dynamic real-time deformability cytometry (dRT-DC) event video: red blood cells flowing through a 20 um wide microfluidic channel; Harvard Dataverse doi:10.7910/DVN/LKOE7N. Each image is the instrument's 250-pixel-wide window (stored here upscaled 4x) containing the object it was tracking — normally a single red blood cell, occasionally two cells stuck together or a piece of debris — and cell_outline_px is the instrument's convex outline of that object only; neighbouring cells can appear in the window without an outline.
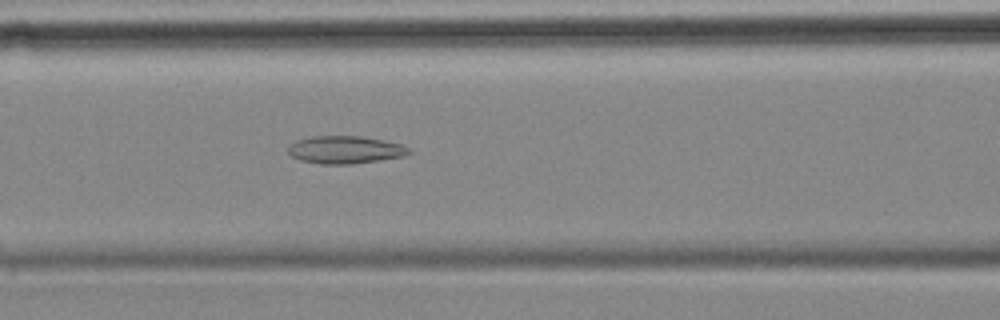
{"species": "common noctule bat (a hibernating species)", "species_latin": "Nyctalus noctula", "temperature_condition": "cold", "stored_images_in_passage": 34, "camera_frame_rate_fps": 3000, "um_per_image_px": 0.085, "animal": {"sex": "female", "body_mass_g": 18.4}, "frame": {"image": 1, "passage_image": 7, "time_ms": 2.0, "image_size_px": [1000, 320], "cell_outline_px": [[412, 152], [404, 156], [380, 160], [352, 164], [320, 164], [300, 160], [292, 156], [288, 152], [288, 148], [296, 140], [312, 136], [360, 136], [384, 140], [400, 144], [408, 148]], "centroid_in_image_um": [29.34, 12.73], "position_along_channel_um": 137.3, "area_um2": 19.42}}
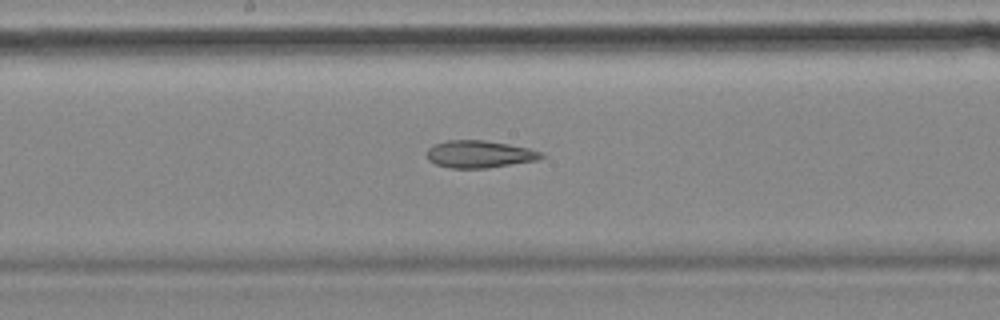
{"frame": {"image": 2, "passage_image": 13, "time_ms": 4.0, "image_size_px": [1000, 320], "cell_outline_px": [[548, 156], [536, 160], [488, 168], [448, 168], [436, 164], [428, 160], [428, 148], [432, 144], [448, 140], [484, 140], [508, 144], [528, 148], [544, 152]], "centroid_in_image_um": [40.77, 13.1], "position_along_channel_um": 207.4, "area_um2": 18.32}}
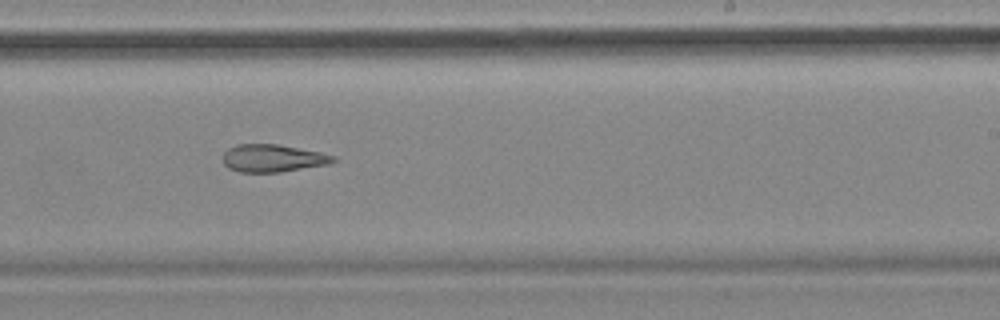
{"frame": {"image": 3, "passage_image": 18, "time_ms": 5.667, "image_size_px": [1000, 320], "cell_outline_px": [[340, 160], [328, 164], [280, 172], [240, 172], [228, 168], [224, 164], [224, 152], [228, 148], [236, 144], [276, 144], [320, 152], [336, 156]], "centroid_in_image_um": [23.21, 13.45], "position_along_channel_um": 265.8, "area_um2": 17.74}, "authors_computed_cell_mechanics": {"area_um2": 18.7561, "velocity_mm_per_s": 3.5277, "shape_relaxation_time_tau1_ms": null, "shape_relaxation_time_tau2_ms": 7.1528, "deformation_change_tau1": null, "deformation_change_tau2": 0.1861}}